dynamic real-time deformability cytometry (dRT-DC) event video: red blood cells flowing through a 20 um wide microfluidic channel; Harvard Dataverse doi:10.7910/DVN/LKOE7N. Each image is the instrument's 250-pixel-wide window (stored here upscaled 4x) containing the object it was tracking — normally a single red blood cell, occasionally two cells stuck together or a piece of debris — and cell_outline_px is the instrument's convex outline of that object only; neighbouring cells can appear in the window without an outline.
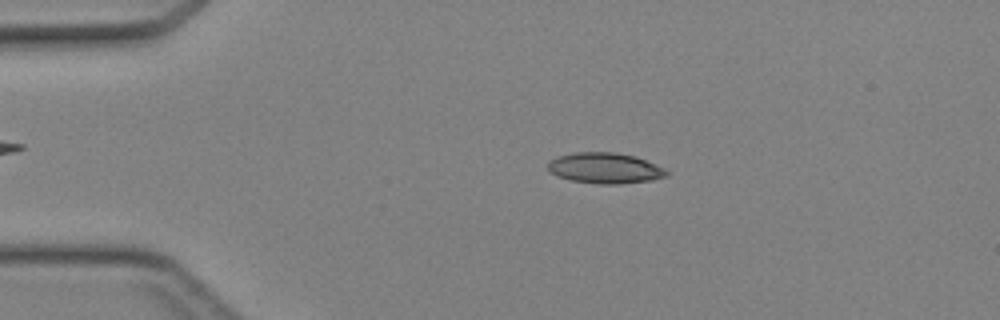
{"species": "Egyptian fruit bat (a non-hibernating species)", "species_latin": "Rousettus aegyptiacus", "temperature_condition": "cold", "stored_images_in_passage": 44, "camera_frame_rate_fps": 3000, "um_per_image_px": 0.085, "animal": {"sex": "female"}, "frame": {"image": 1, "passage_image": 9, "time_ms": 2.667, "image_size_px": [1000, 320], "cell_outline_px": [[668, 176], [652, 180], [620, 184], [600, 184], [572, 180], [556, 176], [548, 168], [548, 160], [560, 156], [576, 152], [616, 152], [636, 156], [656, 164], [664, 168], [668, 172]], "centroid_in_image_um": [51.45, 14.29], "position_along_channel_um": 33.5, "area_um2": 21.27}}
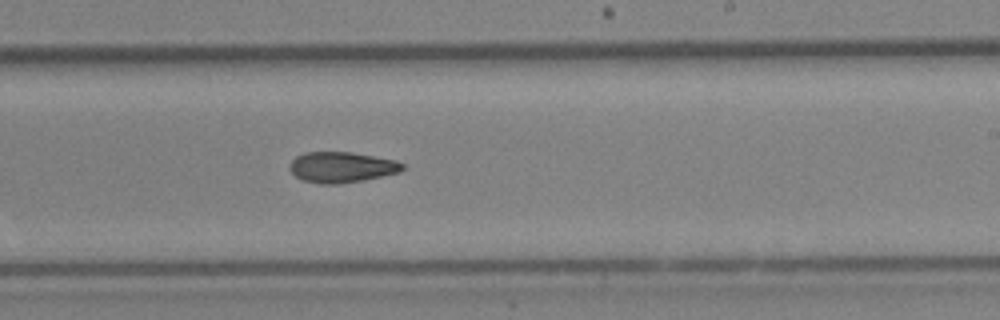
{"frame": {"image": 2, "passage_image": 27, "time_ms": 8.667, "image_size_px": [1000, 320], "cell_outline_px": [[404, 168], [400, 172], [364, 180], [340, 184], [320, 184], [304, 180], [296, 176], [288, 168], [292, 160], [296, 156], [304, 152], [352, 152], [396, 160], [404, 164]], "centroid_in_image_um": [29.04, 14.21], "position_along_channel_um": 260.0, "area_um2": 20.23}}
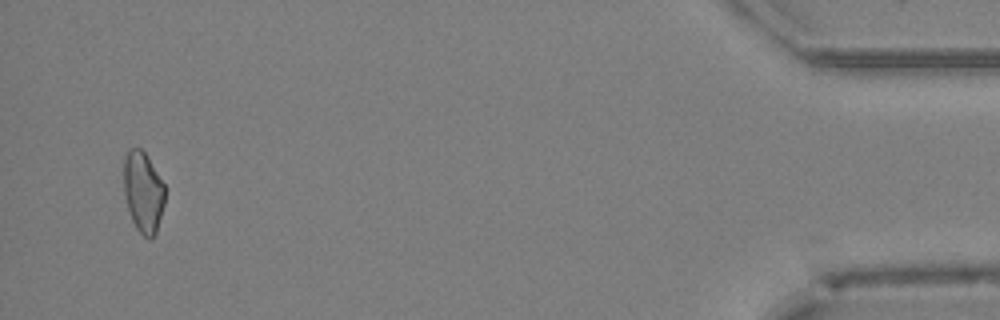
{"frame": {"image": 3, "passage_image": 43, "time_ms": 14.0, "image_size_px": [1000, 320], "cell_outline_px": [[164, 204], [156, 232], [148, 240], [136, 228], [132, 220], [124, 196], [124, 156], [132, 148], [140, 148], [144, 152], [164, 184]], "centroid_in_image_um": [12.16, 16.33], "position_along_channel_um": 423.0, "area_um2": 19.07}}